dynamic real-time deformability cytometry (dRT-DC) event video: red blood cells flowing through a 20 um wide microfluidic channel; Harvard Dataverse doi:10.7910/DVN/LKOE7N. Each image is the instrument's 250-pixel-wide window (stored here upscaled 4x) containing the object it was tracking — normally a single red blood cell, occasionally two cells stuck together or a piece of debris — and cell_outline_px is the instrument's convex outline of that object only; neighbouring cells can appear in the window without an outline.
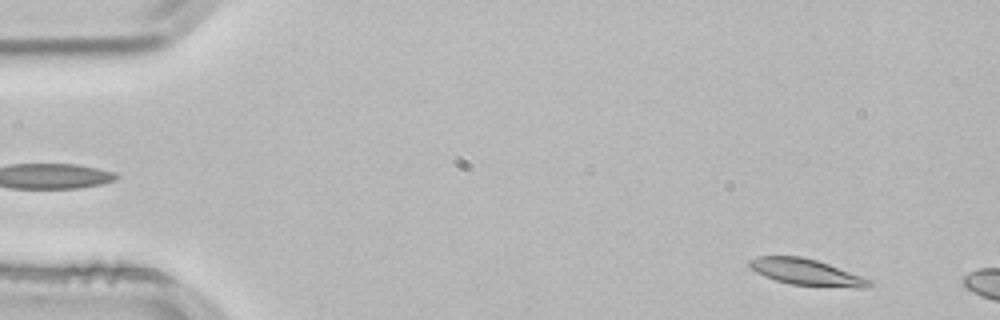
{"species": "common noctule bat (a hibernating species)", "species_latin": "Nyctalus noctula", "temperature_condition": "room temperature", "stored_images_in_passage": 9, "camera_frame_rate_fps": 3000, "um_per_image_px": 0.085, "animal": {"sex": "male", "body_mass_g": 21.5, "forearm_length_mm": 52.0}, "frame": {"image": 1, "passage_image": 4, "time_ms": 1.0, "image_size_px": [1000, 320], "cell_outline_px": [[872, 284], [864, 288], [856, 288], [792, 284], [776, 280], [764, 276], [748, 268], [748, 260], [756, 256], [800, 256], [816, 260], [828, 264], [872, 280]], "centroid_in_image_um": [68.49, 23.12], "position_along_channel_um": 16.5, "area_um2": 18.26}}